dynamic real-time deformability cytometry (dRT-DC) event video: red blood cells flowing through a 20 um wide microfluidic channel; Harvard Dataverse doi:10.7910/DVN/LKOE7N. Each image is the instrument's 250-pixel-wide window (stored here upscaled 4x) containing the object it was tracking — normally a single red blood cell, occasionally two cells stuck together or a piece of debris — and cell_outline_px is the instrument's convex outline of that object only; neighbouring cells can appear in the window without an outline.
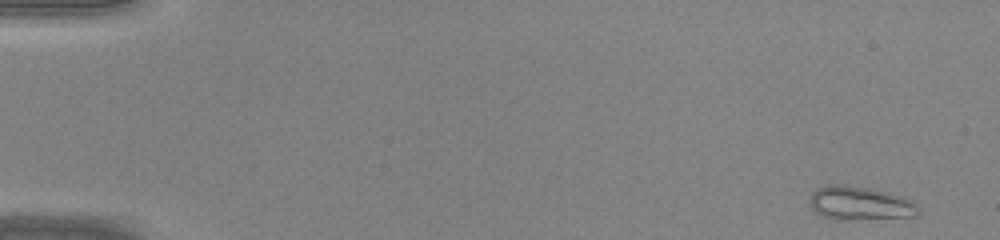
{"species": "common noctule bat (a hibernating species)", "species_latin": "Nyctalus noctula", "temperature_condition": "warm", "stored_images_in_passage": 44, "camera_frame_rate_fps": 3000, "um_per_image_px": 0.085, "animal": {"sex": "male", "body_mass_g": 20.0, "forearm_length_mm": 53.3}, "frame": {"image": 1, "passage_image": 1, "time_ms": 0.0, "image_size_px": [1000, 240], "cell_outline_px": [[920, 212], [916, 216], [848, 220], [836, 220], [820, 216], [812, 208], [808, 200], [808, 196], [816, 188], [824, 184], [848, 184], [872, 188], [904, 196], [912, 200]], "centroid_in_image_um": [73.04, 17.26], "position_along_channel_um": 12.0, "area_um2": 21.96}}
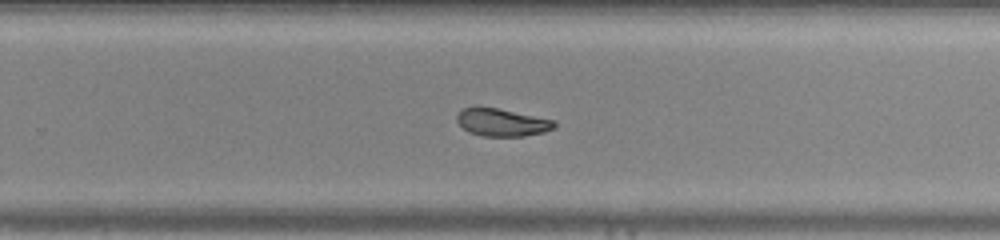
{"frame": {"image": 2, "passage_image": 29, "time_ms": 9.333, "image_size_px": [1000, 240], "cell_outline_px": [[556, 124], [552, 128], [544, 132], [524, 136], [484, 136], [468, 132], [456, 120], [456, 116], [464, 108], [476, 104], [556, 120]], "centroid_in_image_um": [42.63, 10.38], "position_along_channel_um": 287.2, "area_um2": 15.84}}
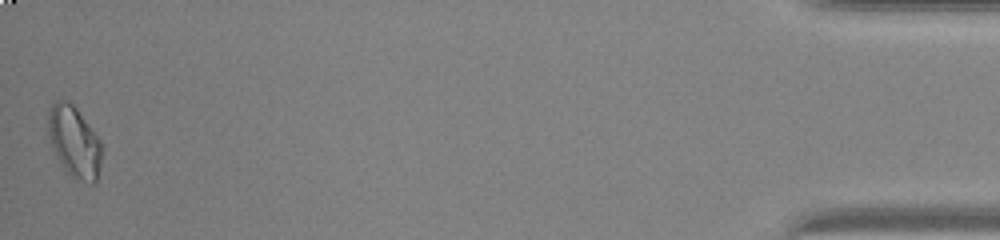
{"frame": {"image": 3, "passage_image": 44, "time_ms": 14.333, "image_size_px": [1000, 240], "cell_outline_px": [[104, 148], [96, 184], [88, 184], [72, 176], [64, 168], [56, 156], [52, 148], [48, 132], [48, 112], [52, 104], [56, 100], [68, 100], [76, 108], [100, 140]], "centroid_in_image_um": [6.34, 12.07], "position_along_channel_um": 428.9, "area_um2": 22.37}}